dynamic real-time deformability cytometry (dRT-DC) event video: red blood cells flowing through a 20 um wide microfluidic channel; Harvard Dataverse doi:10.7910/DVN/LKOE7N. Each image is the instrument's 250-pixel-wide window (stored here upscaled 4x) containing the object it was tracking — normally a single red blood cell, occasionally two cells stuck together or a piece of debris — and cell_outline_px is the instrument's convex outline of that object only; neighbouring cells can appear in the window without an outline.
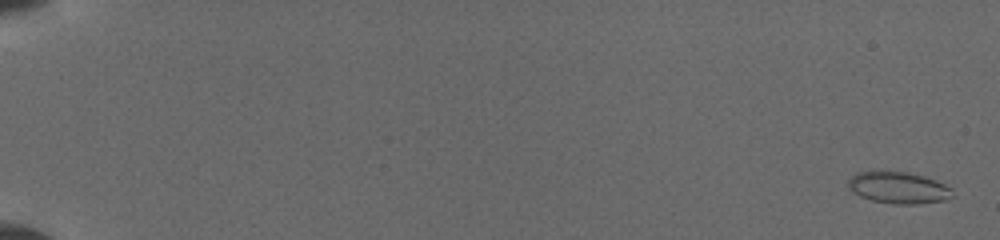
{"species": "common noctule bat (a hibernating species)", "species_latin": "Nyctalus noctula", "temperature_condition": "cold", "stored_images_in_passage": 12, "camera_frame_rate_fps": 3000, "um_per_image_px": 0.085, "animal": {"sex": "female", "body_mass_g": 19.5, "forearm_length_mm": 54.1}, "frame": {"image": 1, "passage_image": 1, "time_ms": 0.0, "image_size_px": [1000, 240], "cell_outline_px": [[952, 196], [944, 200], [916, 204], [892, 204], [872, 200], [860, 196], [848, 188], [848, 180], [856, 172], [908, 172], [944, 184], [952, 188]], "centroid_in_image_um": [76.34, 15.97], "position_along_channel_um": 8.7, "area_um2": 18.84}}
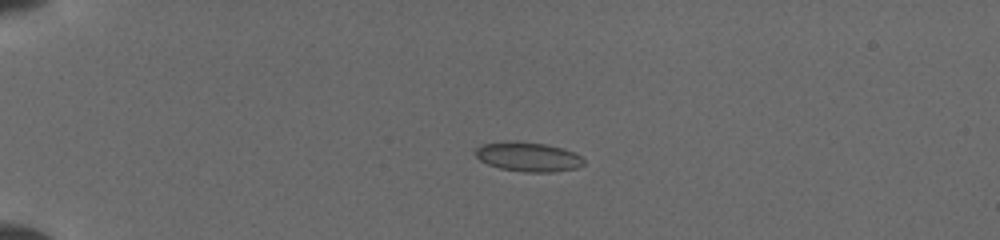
{"frame": {"image": 2, "passage_image": 8, "time_ms": 4.333, "image_size_px": [1000, 240], "cell_outline_px": [[584, 164], [576, 168], [552, 172], [528, 172], [500, 168], [488, 164], [480, 160], [476, 156], [476, 148], [484, 144], [544, 144], [564, 148], [576, 152], [584, 160]], "centroid_in_image_um": [44.98, 13.38], "position_along_channel_um": 40.0, "area_um2": 17.63}}
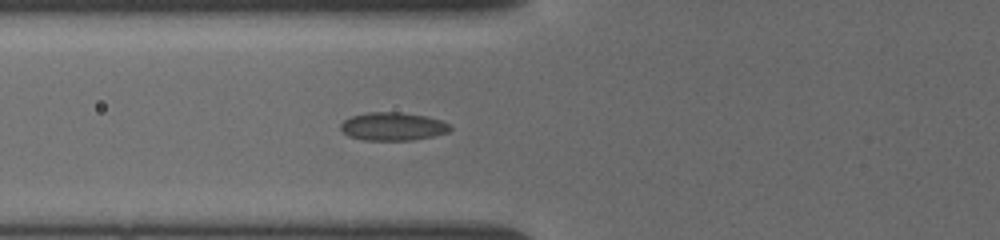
{"frame": {"image": 3, "passage_image": 12, "time_ms": 7.0, "image_size_px": [1000, 240], "cell_outline_px": [[452, 128], [448, 132], [432, 136], [412, 140], [364, 140], [348, 136], [340, 128], [340, 124], [344, 120], [352, 116], [368, 112], [400, 112], [424, 116], [440, 120], [448, 124]], "centroid_in_image_um": [33.36, 10.75], "position_along_channel_um": 92.4, "area_um2": 17.8}}